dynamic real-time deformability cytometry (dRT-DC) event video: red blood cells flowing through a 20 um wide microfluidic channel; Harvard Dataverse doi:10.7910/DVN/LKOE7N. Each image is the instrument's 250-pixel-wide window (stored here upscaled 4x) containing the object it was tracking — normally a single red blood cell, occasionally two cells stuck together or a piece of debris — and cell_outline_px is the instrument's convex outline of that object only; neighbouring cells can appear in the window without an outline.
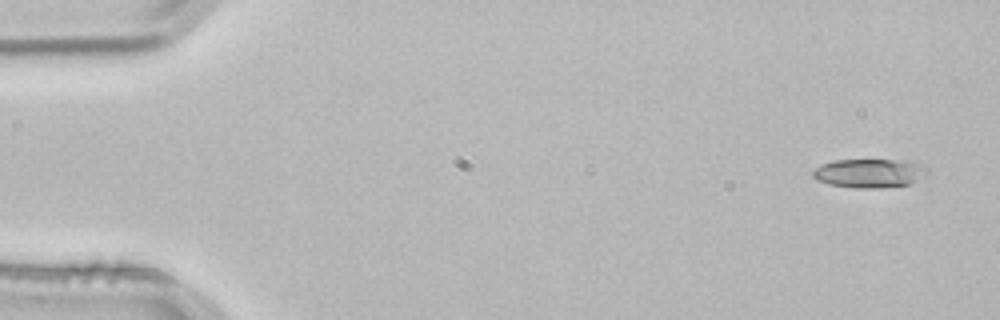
{"species": "common noctule bat (a hibernating species)", "species_latin": "Nyctalus noctula", "temperature_condition": "room temperature", "stored_images_in_passage": 4, "camera_frame_rate_fps": 3000, "um_per_image_px": 0.085, "animal": {"sex": "male", "body_mass_g": 21.5, "forearm_length_mm": 52.0}, "frame": {"image": 1, "passage_image": 1, "time_ms": 0.0, "image_size_px": [1000, 320], "cell_outline_px": [[928, 172], [916, 180], [908, 184], [876, 188], [856, 188], [828, 184], [816, 180], [812, 176], [812, 172], [820, 164], [836, 160], [896, 160], [924, 164], [928, 168]], "centroid_in_image_um": [73.86, 14.72], "position_along_channel_um": 11.1, "area_um2": 19.13}}
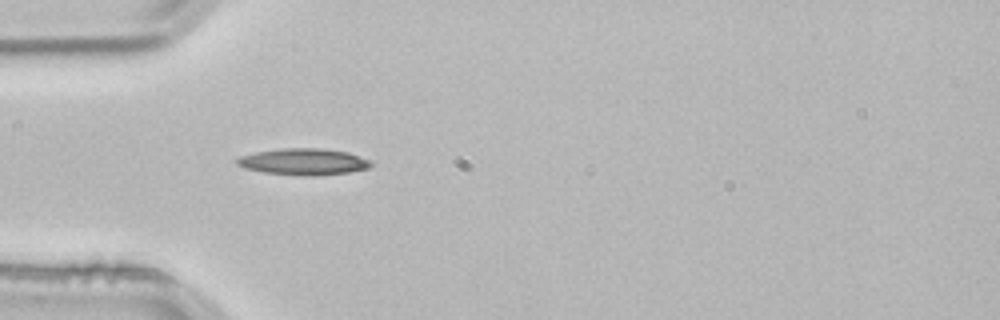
{"frame": {"image": 2, "passage_image": 4, "time_ms": 1.0, "image_size_px": [1000, 320], "cell_outline_px": [[372, 164], [368, 168], [348, 172], [316, 176], [304, 176], [264, 172], [244, 168], [236, 164], [236, 160], [240, 156], [256, 152], [284, 148], [320, 148], [348, 152], [368, 160]], "centroid_in_image_um": [25.77, 13.75], "position_along_channel_um": 59.2, "area_um2": 20.52}}